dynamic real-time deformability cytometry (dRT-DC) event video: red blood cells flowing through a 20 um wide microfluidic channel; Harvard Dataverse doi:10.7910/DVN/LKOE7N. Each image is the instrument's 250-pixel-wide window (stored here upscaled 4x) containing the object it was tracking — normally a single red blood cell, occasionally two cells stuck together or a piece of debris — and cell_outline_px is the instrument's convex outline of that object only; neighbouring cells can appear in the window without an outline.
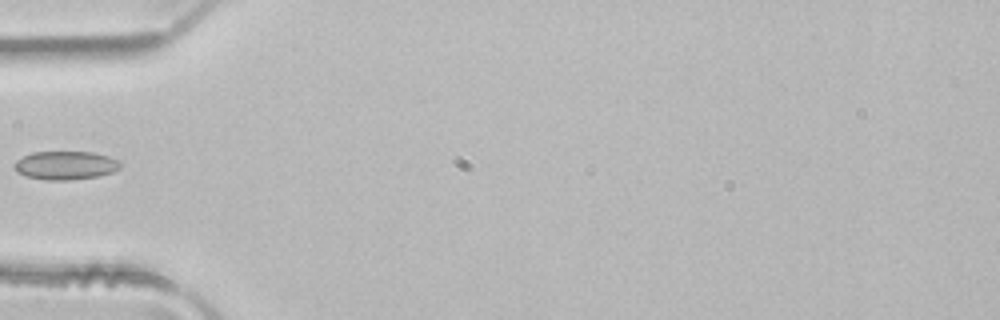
{"species": "common noctule bat (a hibernating species)", "species_latin": "Nyctalus noctula", "temperature_condition": "room temperature", "stored_images_in_passage": 3, "camera_frame_rate_fps": 3000, "um_per_image_px": 0.085, "animal": {"sex": "male", "body_mass_g": 21.5, "forearm_length_mm": 52.0}, "frame": {"image": 1, "passage_image": 3, "time_ms": 0.667, "image_size_px": [1000, 320], "cell_outline_px": [[120, 168], [112, 172], [96, 176], [72, 180], [44, 180], [24, 176], [16, 172], [12, 168], [12, 164], [16, 160], [32, 152], [92, 152], [108, 156], [116, 160], [120, 164]], "centroid_in_image_um": [5.48, 14.06], "position_along_channel_um": 79.5, "area_um2": 17.69}}